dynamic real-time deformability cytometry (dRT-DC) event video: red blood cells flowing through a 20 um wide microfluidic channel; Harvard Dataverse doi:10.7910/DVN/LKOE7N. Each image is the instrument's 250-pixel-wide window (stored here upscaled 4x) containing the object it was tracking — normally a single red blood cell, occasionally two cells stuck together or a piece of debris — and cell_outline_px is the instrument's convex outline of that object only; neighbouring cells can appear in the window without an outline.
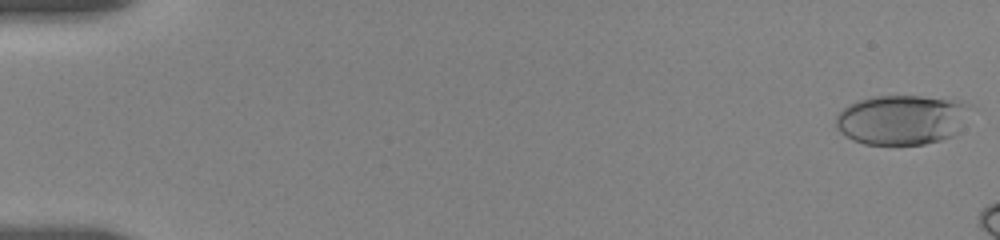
{"species": "human", "species_latin": "Homo sapiens", "temperature_condition": "room temperature", "stored_images_in_passage": 8, "camera_frame_rate_fps": 3000, "um_per_image_px": 0.085, "donor": {"sex": "female"}, "frame": {"image": 1, "passage_image": 1, "time_ms": 0.0, "image_size_px": [1000, 240], "cell_outline_px": [[976, 108], [956, 132], [952, 136], [940, 140], [924, 144], [864, 144], [852, 140], [840, 132], [836, 128], [836, 116], [844, 108], [856, 100], [872, 96], [920, 96], [964, 100], [972, 104]], "centroid_in_image_um": [76.72, 10.15], "position_along_channel_um": 8.3, "area_um2": 39.65}}